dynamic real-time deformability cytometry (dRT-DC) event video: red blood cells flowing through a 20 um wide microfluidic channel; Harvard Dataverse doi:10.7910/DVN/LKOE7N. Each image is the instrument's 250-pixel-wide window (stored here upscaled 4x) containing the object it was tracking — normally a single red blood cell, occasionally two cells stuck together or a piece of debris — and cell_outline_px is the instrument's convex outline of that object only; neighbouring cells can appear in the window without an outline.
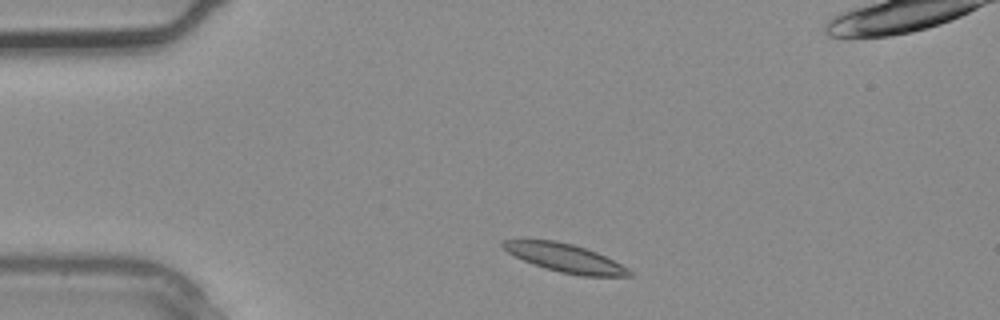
{"species": "common noctule bat (a hibernating species)", "species_latin": "Nyctalus noctula", "temperature_condition": "warm", "stored_images_in_passage": 2, "camera_frame_rate_fps": 3000, "um_per_image_px": 0.085, "animal": {"sex": "male", "body_mass_g": 20.4}, "frame": {"image": 1, "passage_image": 1, "time_ms": 0.0, "image_size_px": [1000, 320], "cell_outline_px": [[632, 276], [580, 276], [560, 272], [544, 268], [532, 264], [508, 252], [500, 244], [500, 240], [556, 240], [572, 244], [596, 252], [628, 268], [632, 272]], "centroid_in_image_um": [48.02, 21.93], "position_along_channel_um": 37.0, "area_um2": 20.63}}